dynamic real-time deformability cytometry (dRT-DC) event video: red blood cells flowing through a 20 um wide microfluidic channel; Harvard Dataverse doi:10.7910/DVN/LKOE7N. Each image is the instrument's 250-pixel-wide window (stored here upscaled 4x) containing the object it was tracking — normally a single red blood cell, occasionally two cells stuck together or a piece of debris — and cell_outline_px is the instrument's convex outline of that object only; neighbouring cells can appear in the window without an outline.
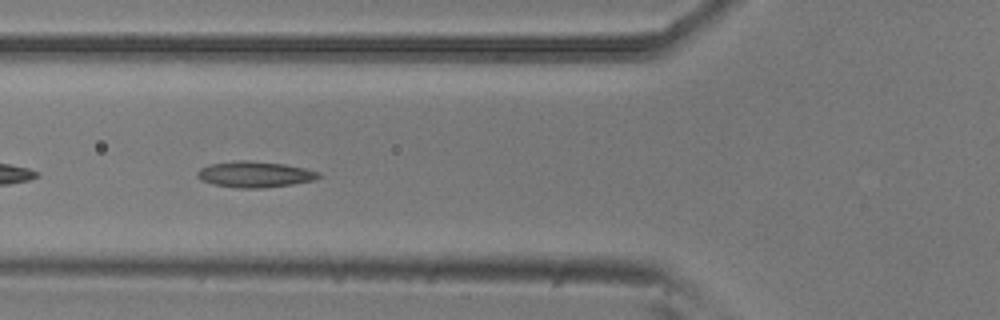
{"species": "common noctule bat (a hibernating species)", "species_latin": "Nyctalus noctula", "temperature_condition": "room temperature", "stored_images_in_passage": 39, "camera_frame_rate_fps": 3000, "um_per_image_px": 0.085, "animal": {"sex": "male", "body_mass_g": 20.5, "forearm_length_mm": 52.5}, "frame": {"image": 1, "passage_image": 5, "time_ms": 1.333, "image_size_px": [1000, 320], "cell_outline_px": [[320, 176], [312, 180], [292, 184], [264, 188], [236, 188], [212, 184], [200, 180], [196, 176], [196, 172], [200, 168], [212, 164], [240, 160], [248, 160], [284, 164], [304, 168], [320, 172]], "centroid_in_image_um": [21.62, 14.82], "position_along_channel_um": 104.2, "area_um2": 18.32}}
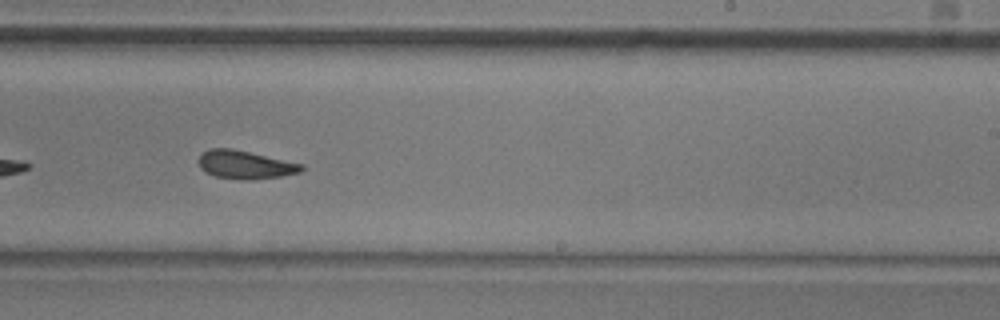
{"frame": {"image": 2, "passage_image": 18, "time_ms": 5.667, "image_size_px": [1000, 320], "cell_outline_px": [[304, 168], [300, 172], [280, 176], [252, 180], [244, 180], [216, 176], [200, 168], [200, 156], [208, 148], [232, 148], [304, 164]], "centroid_in_image_um": [20.87, 13.99], "position_along_channel_um": 268.1, "area_um2": 16.76}}
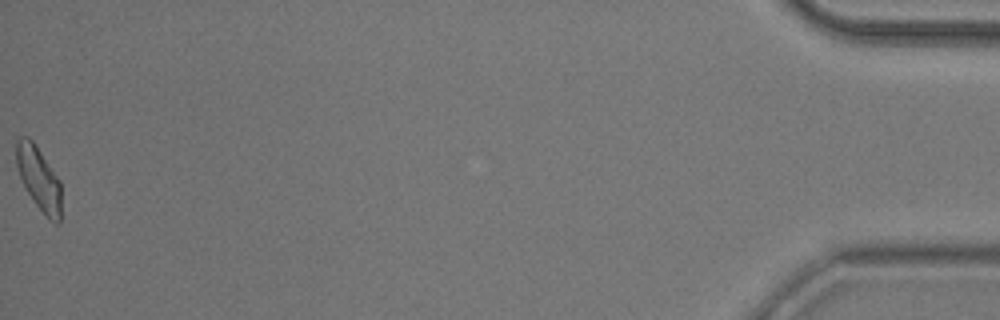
{"frame": {"image": 3, "passage_image": 39, "time_ms": 12.667, "image_size_px": [1000, 320], "cell_outline_px": [[60, 220], [56, 224], [48, 220], [36, 204], [28, 192], [20, 176], [16, 164], [16, 140], [20, 136], [28, 136], [32, 140], [60, 180]], "centroid_in_image_um": [3.29, 15.16], "position_along_channel_um": 431.9, "area_um2": 16.42}, "authors_computed_cell_mechanics": {"area_um2": 17.051, "velocity_mm_per_s": 3.7788, "shape_relaxation_time_tau1_ms": 8.2066, "shape_relaxation_time_tau2_ms": 2.8026, "deformation_change_tau1": 0.1708, "deformation_change_tau2": 0.102}}